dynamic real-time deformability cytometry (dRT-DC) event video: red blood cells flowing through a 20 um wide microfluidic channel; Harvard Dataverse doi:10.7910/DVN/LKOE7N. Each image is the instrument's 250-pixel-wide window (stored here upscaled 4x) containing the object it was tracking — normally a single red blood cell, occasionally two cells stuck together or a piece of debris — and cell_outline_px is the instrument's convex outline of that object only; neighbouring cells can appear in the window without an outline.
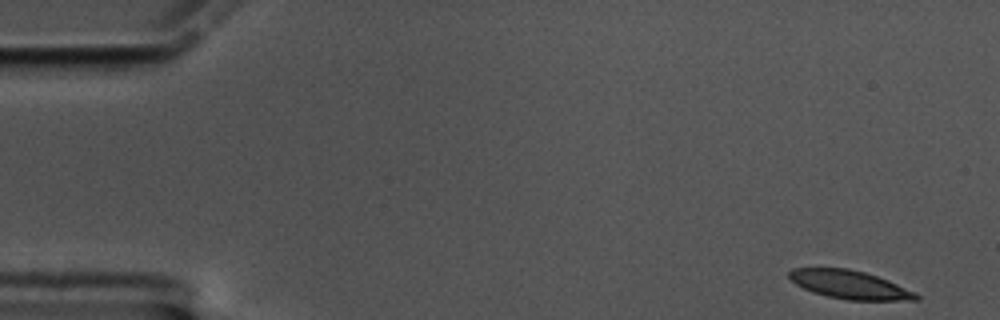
{"species": "common noctule bat (a hibernating species)", "species_latin": "Nyctalus noctula", "temperature_condition": "cold", "stored_images_in_passage": 57, "camera_frame_rate_fps": 3000, "um_per_image_px": 0.085, "animal": {"sex": "male", "body_mass_g": 17.5, "forearm_length_mm": 52.3}, "frame": {"image": 1, "passage_image": 1, "time_ms": 0.0, "image_size_px": [1000, 320], "cell_outline_px": [[920, 300], [848, 300], [828, 296], [812, 292], [796, 284], [788, 276], [788, 272], [792, 268], [848, 268], [864, 272], [888, 280], [916, 292], [920, 296]], "centroid_in_image_um": [72.24, 24.19], "position_along_channel_um": 12.8, "area_um2": 20.92}}
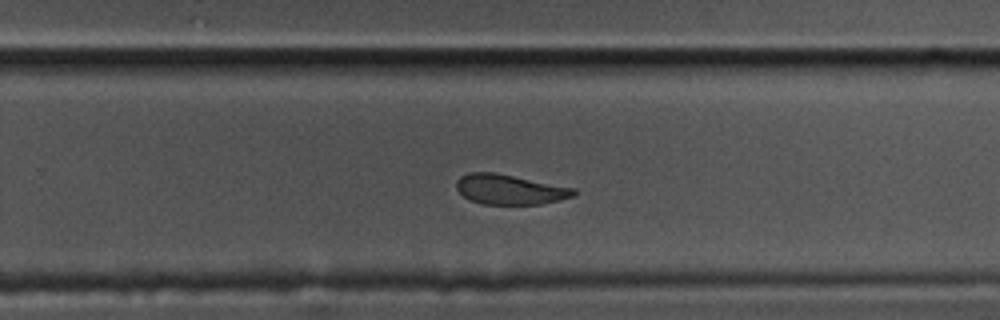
{"frame": {"image": 2, "passage_image": 36, "time_ms": 11.667, "image_size_px": [1000, 320], "cell_outline_px": [[576, 196], [560, 200], [540, 204], [480, 204], [468, 200], [456, 188], [456, 180], [460, 176], [468, 172], [496, 172], [576, 188]], "centroid_in_image_um": [43.33, 16.1], "position_along_channel_um": 286.5, "area_um2": 20.81}}
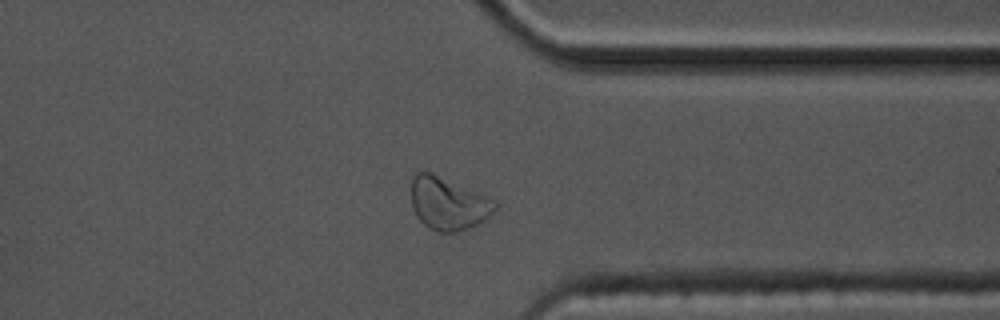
{"frame": {"image": 3, "passage_image": 44, "time_ms": 14.333, "image_size_px": [1000, 320], "cell_outline_px": [[496, 208], [484, 220], [468, 228], [452, 232], [436, 232], [428, 228], [416, 216], [412, 204], [412, 180], [416, 172], [432, 172], [496, 200]], "centroid_in_image_um": [38.08, 17.3], "position_along_channel_um": 373.3, "area_um2": 25.49}, "authors_computed_cell_mechanics": {"area_um2": 22.3686, "velocity_mm_per_s": 3.3586, "shape_relaxation_time_tau1_ms": 8.8717, "shape_relaxation_time_tau2_ms": 3.5905, "deformation_change_tau1": 0.181, "deformation_change_tau2": 0.1052}}